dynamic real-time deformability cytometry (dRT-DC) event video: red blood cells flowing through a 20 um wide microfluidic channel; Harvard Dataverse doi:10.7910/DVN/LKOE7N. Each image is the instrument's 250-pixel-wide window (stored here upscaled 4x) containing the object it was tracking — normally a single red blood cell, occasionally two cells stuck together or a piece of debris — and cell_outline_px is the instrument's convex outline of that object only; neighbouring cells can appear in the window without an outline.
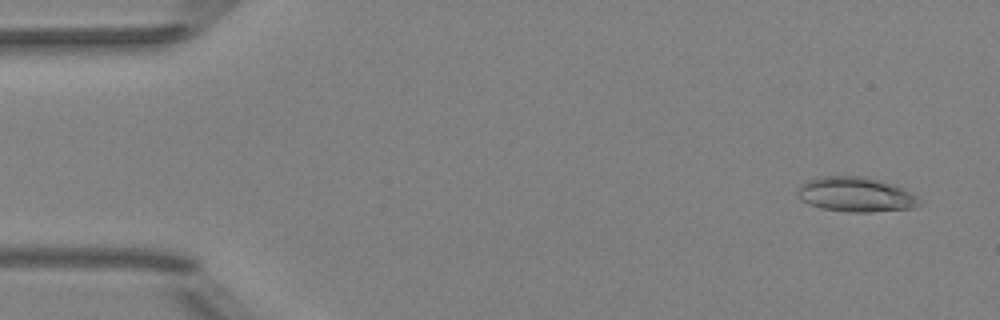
{"species": "Egyptian fruit bat (a non-hibernating species)", "species_latin": "Rousettus aegyptiacus", "temperature_condition": "room temperature", "stored_images_in_passage": 5, "camera_frame_rate_fps": 3000, "um_per_image_px": 0.085, "animal": {"sex": "female"}, "frame": {"image": 1, "passage_image": 1, "time_ms": 0.0, "image_size_px": [1000, 320], "cell_outline_px": [[924, 200], [920, 204], [912, 208], [872, 212], [848, 212], [820, 208], [808, 204], [800, 200], [796, 192], [796, 188], [800, 184], [808, 180], [820, 176], [868, 176], [884, 180], [896, 184], [904, 188]], "centroid_in_image_um": [72.76, 16.52], "position_along_channel_um": 12.2, "area_um2": 25.37}}